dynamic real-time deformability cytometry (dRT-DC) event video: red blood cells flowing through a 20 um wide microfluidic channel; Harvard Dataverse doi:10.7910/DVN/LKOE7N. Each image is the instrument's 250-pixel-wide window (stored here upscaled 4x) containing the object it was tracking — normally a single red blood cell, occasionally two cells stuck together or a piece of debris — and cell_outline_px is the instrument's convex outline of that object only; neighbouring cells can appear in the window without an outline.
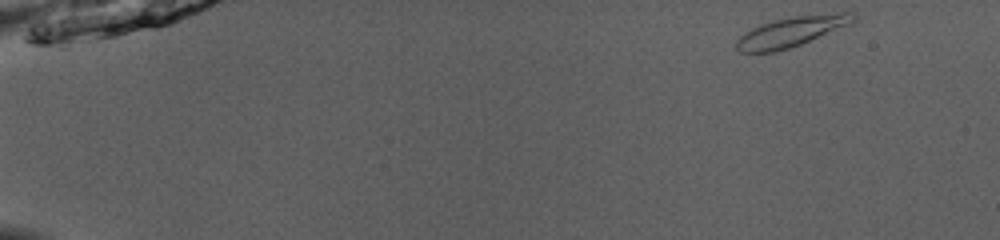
{"species": "common noctule bat (a hibernating species)", "species_latin": "Nyctalus noctula", "temperature_condition": "room temperature", "stored_images_in_passage": 48, "camera_frame_rate_fps": 3000, "um_per_image_px": 0.085, "animal": {"sex": "male", "body_mass_g": 13.0, "forearm_length_mm": 53.1}, "frame": {"image": 1, "passage_image": 1, "time_ms": 0.0, "image_size_px": [1000, 240], "cell_outline_px": [[856, 20], [852, 24], [800, 44], [776, 52], [740, 52], [736, 48], [736, 40], [740, 36], [752, 28], [760, 24], [772, 20], [792, 16], [840, 12], [856, 12]], "centroid_in_image_um": [67.31, 2.67], "position_along_channel_um": 17.7, "area_um2": 20.58}}
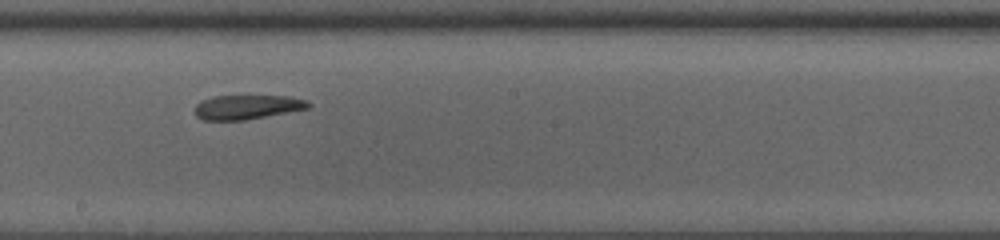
{"frame": {"image": 2, "passage_image": 27, "time_ms": 8.667, "image_size_px": [1000, 240], "cell_outline_px": [[312, 104], [308, 108], [288, 112], [244, 120], [204, 120], [196, 116], [196, 104], [212, 96], [288, 96], [308, 100]], "centroid_in_image_um": [21.03, 9.09], "position_along_channel_um": 227.2, "area_um2": 15.95}}
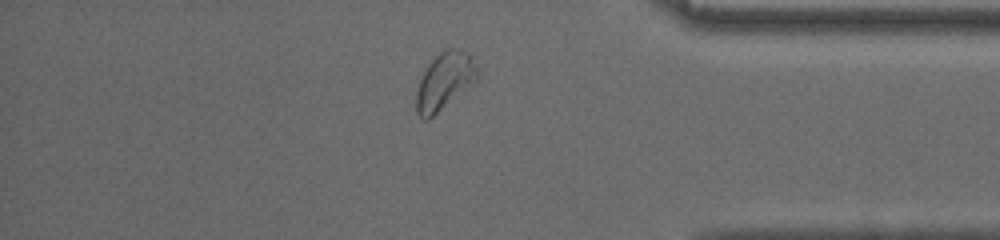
{"frame": {"image": 3, "passage_image": 41, "time_ms": 13.333, "image_size_px": [1000, 240], "cell_outline_px": [[480, 80], [428, 120], [424, 120], [416, 112], [416, 92], [420, 80], [428, 64], [444, 48], [452, 48], [468, 52], [476, 64], [480, 72]], "centroid_in_image_um": [37.84, 6.9], "position_along_channel_um": 397.4, "area_um2": 20.75}, "authors_computed_cell_mechanics": {"area_um2": 18.7272, "velocity_mm_per_s": 3.9619, "shape_relaxation_time_tau1_ms": null, "shape_relaxation_time_tau2_ms": 0.9394, "deformation_change_tau1": null, "deformation_change_tau2": 0.0778}}